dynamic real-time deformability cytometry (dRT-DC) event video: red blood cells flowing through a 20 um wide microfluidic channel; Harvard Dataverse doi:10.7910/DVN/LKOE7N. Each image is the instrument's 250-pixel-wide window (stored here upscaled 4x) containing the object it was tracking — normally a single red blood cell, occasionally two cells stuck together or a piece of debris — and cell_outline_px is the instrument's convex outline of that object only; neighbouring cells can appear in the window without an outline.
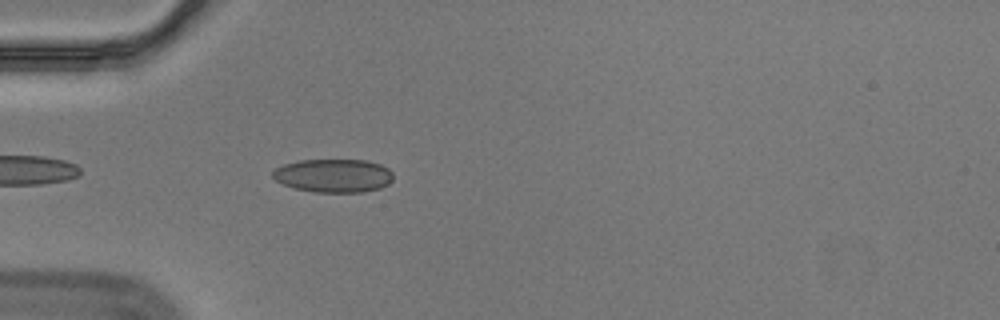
{"species": "Egyptian fruit bat (a non-hibernating species)", "species_latin": "Rousettus aegyptiacus", "temperature_condition": "cold", "stored_images_in_passage": 39, "camera_frame_rate_fps": 3000, "um_per_image_px": 0.085, "animal": {"sex": "male"}, "frame": {"image": 1, "passage_image": 4, "time_ms": 1.0, "image_size_px": [1000, 320], "cell_outline_px": [[392, 180], [388, 184], [380, 188], [364, 192], [316, 192], [296, 188], [284, 184], [276, 180], [272, 176], [272, 172], [276, 168], [284, 164], [300, 160], [368, 160], [380, 164], [388, 168], [392, 172]], "centroid_in_image_um": [28.37, 14.92], "position_along_channel_um": 56.6, "area_um2": 23.41}}
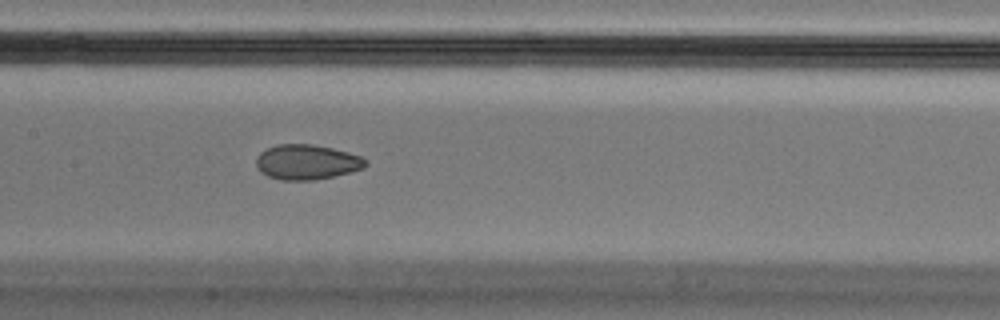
{"frame": {"image": 2, "passage_image": 15, "time_ms": 4.667, "image_size_px": [1000, 320], "cell_outline_px": [[368, 164], [364, 168], [332, 176], [312, 180], [280, 180], [268, 176], [260, 172], [256, 164], [256, 156], [260, 152], [276, 144], [312, 144], [332, 148], [348, 152], [360, 156], [368, 160]], "centroid_in_image_um": [26.06, 13.77], "position_along_channel_um": 181.3, "area_um2": 22.31}}
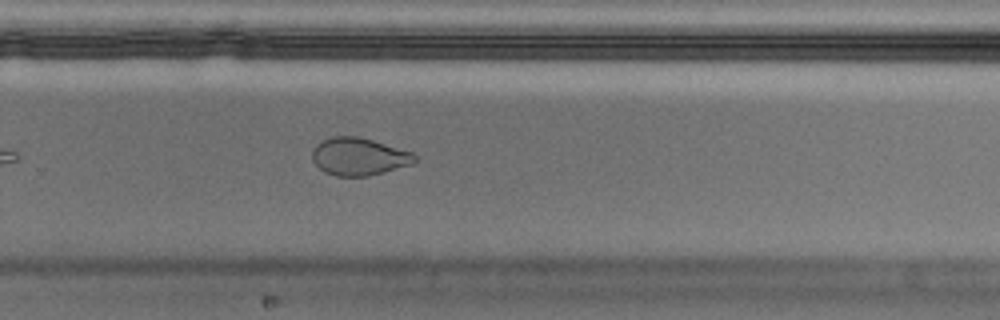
{"frame": {"image": 3, "passage_image": 25, "time_ms": 8.0, "image_size_px": [1000, 320], "cell_outline_px": [[416, 160], [412, 164], [368, 176], [336, 176], [324, 172], [312, 160], [312, 152], [316, 144], [320, 140], [332, 136], [356, 136], [372, 140], [412, 152], [416, 156]], "centroid_in_image_um": [30.47, 13.3], "position_along_channel_um": 299.3, "area_um2": 22.37}, "authors_computed_cell_mechanics": {"area_um2": 23.1778, "velocity_mm_per_s": 3.5594, "shape_relaxation_time_tau1_ms": null, "shape_relaxation_time_tau2_ms": 1.8135, "deformation_change_tau1": null, "deformation_change_tau2": 0.0611}}